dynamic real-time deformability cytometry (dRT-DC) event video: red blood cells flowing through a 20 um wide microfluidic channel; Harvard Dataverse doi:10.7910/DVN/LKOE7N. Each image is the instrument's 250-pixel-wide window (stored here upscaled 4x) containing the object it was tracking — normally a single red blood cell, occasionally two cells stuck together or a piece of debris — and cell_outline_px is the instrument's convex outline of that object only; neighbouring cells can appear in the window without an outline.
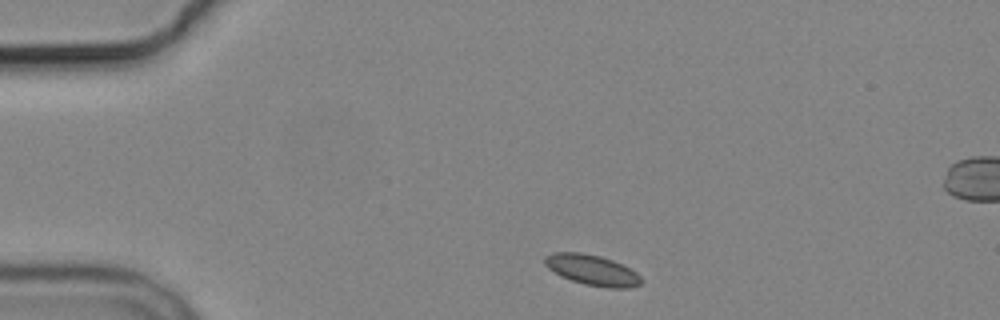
{"species": "common noctule bat (a hibernating species)", "species_latin": "Nyctalus noctula", "temperature_condition": "cold", "stored_images_in_passage": 13, "camera_frame_rate_fps": 3000, "um_per_image_px": 0.085, "animal": {"sex": "male", "body_mass_g": 19.2, "forearm_length_mm": 51.8}, "frame": {"image": 1, "passage_image": 1, "time_ms": 0.0, "image_size_px": [1000, 320], "cell_outline_px": [[644, 280], [640, 284], [628, 288], [608, 288], [584, 284], [560, 276], [548, 268], [544, 264], [544, 256], [552, 252], [580, 252], [600, 256], [612, 260], [636, 272]], "centroid_in_image_um": [50.31, 22.95], "position_along_channel_um": 34.7, "area_um2": 17.17}}
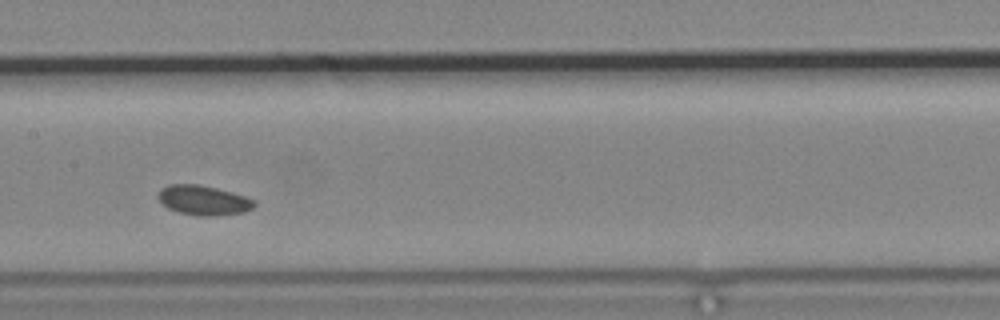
{"frame": {"image": 2, "passage_image": 5, "time_ms": 5.667, "image_size_px": [1000, 320], "cell_outline_px": [[256, 204], [252, 208], [244, 212], [212, 216], [196, 216], [180, 212], [168, 208], [156, 196], [160, 188], [168, 184], [200, 184], [216, 188], [244, 196], [256, 200]], "centroid_in_image_um": [17.27, 17.01], "position_along_channel_um": 190.1, "area_um2": 16.65}}
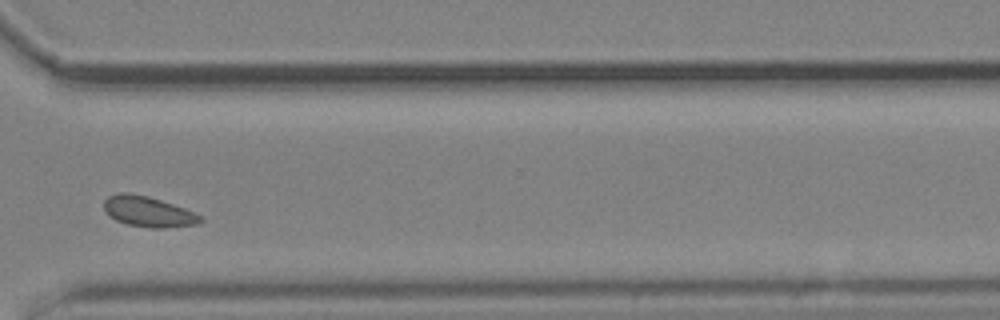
{"frame": {"image": 3, "passage_image": 9, "time_ms": 10.333, "image_size_px": [1000, 320], "cell_outline_px": [[204, 220], [196, 224], [164, 228], [152, 228], [128, 224], [116, 220], [104, 208], [104, 200], [108, 196], [120, 192], [128, 192], [148, 196], [184, 208], [200, 216]], "centroid_in_image_um": [12.59, 17.98], "position_along_channel_um": 358.0, "area_um2": 16.82}}